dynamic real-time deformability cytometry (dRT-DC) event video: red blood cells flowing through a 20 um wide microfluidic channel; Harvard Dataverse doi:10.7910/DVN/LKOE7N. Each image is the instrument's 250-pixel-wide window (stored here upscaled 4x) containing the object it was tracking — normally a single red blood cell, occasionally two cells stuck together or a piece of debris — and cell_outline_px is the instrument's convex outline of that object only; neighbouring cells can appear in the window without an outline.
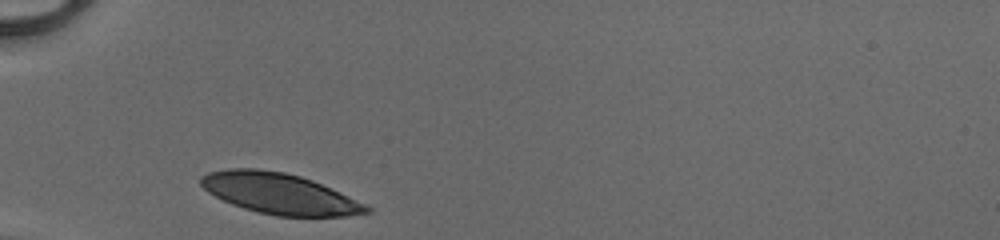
{"species": "human", "species_latin": "Homo sapiens", "temperature_condition": "cold", "stored_images_in_passage": 26, "camera_frame_rate_fps": 3000, "um_per_image_px": 0.085, "donor": {"sex": "male"}, "frame": {"image": 1, "passage_image": 1, "time_ms": 0.0, "image_size_px": [1000, 240], "cell_outline_px": [[372, 212], [344, 216], [276, 216], [244, 208], [232, 204], [208, 192], [200, 184], [200, 176], [208, 172], [228, 168], [256, 168], [284, 172], [300, 176], [312, 180], [340, 192], [372, 208]], "centroid_in_image_um": [23.73, 16.44], "position_along_channel_um": 61.3, "area_um2": 39.07}}
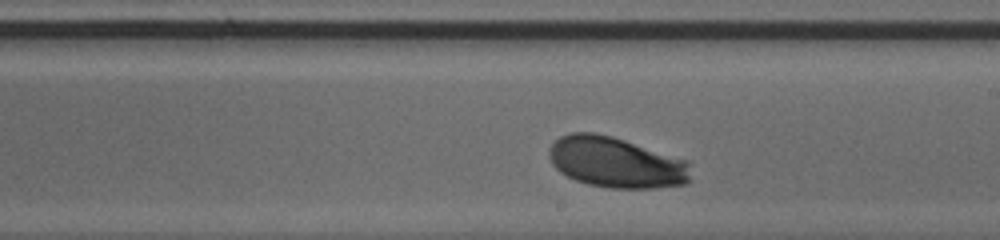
{"frame": {"image": 2, "passage_image": 15, "time_ms": 4.667, "image_size_px": [1000, 240], "cell_outline_px": [[688, 184], [656, 188], [608, 188], [588, 184], [576, 180], [560, 172], [552, 164], [548, 156], [548, 148], [560, 136], [568, 132], [592, 132], [612, 136], [688, 160]], "centroid_in_image_um": [52.32, 13.8], "position_along_channel_um": 236.7, "area_um2": 41.96}}
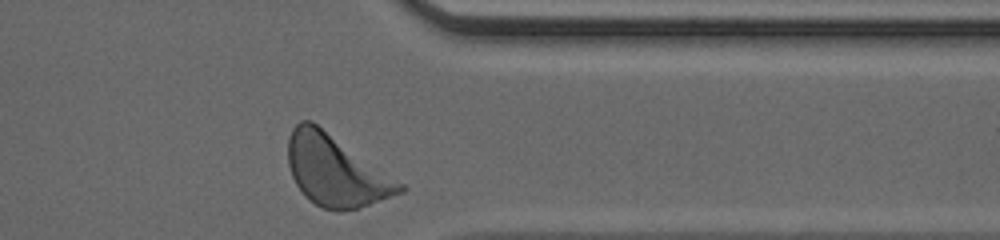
{"frame": {"image": 3, "passage_image": 26, "time_ms": 8.333, "image_size_px": [1000, 240], "cell_outline_px": [[408, 188], [404, 192], [356, 208], [340, 212], [336, 212], [324, 208], [308, 200], [304, 196], [296, 184], [292, 176], [288, 164], [288, 136], [292, 128], [300, 120], [312, 120], [404, 184]], "centroid_in_image_um": [28.52, 14.5], "position_along_channel_um": 382.9, "area_um2": 46.07}, "authors_computed_cell_mechanics": {"area_um2": 41.2692, "velocity_mm_per_s": 4.0363, "shape_relaxation_time_tau1_ms": 0.87, "shape_relaxation_time_tau2_ms": null, "deformation_change_tau1": 0.0902, "deformation_change_tau2": null}}